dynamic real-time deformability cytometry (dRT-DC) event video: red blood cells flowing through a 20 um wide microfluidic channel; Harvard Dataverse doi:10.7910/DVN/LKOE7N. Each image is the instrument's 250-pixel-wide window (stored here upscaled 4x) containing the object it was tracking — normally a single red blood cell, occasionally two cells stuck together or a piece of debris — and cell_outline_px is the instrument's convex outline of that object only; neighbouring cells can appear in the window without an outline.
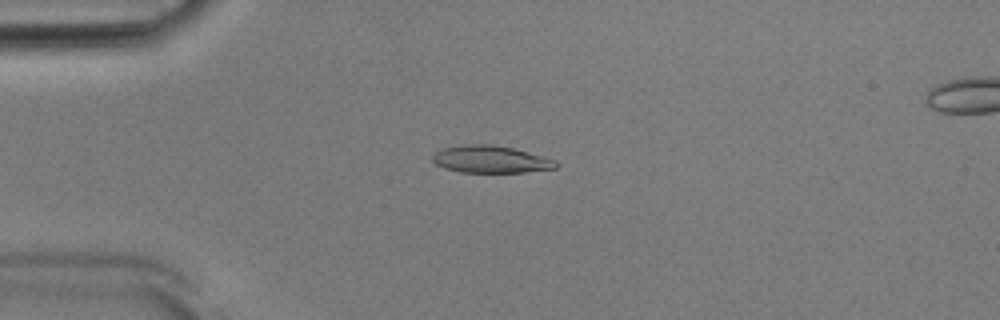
{"species": "Egyptian fruit bat (a non-hibernating species)", "species_latin": "Rousettus aegyptiacus", "temperature_condition": "room temperature", "stored_images_in_passage": 46, "camera_frame_rate_fps": 3000, "um_per_image_px": 0.085, "animal": {"sex": "male"}, "frame": {"image": 1, "passage_image": 7, "time_ms": 2.0, "image_size_px": [1000, 320], "cell_outline_px": [[560, 164], [556, 168], [524, 172], [460, 172], [444, 168], [436, 164], [432, 160], [432, 156], [436, 152], [444, 148], [460, 144], [488, 144], [512, 148], [544, 156], [556, 160]], "centroid_in_image_um": [41.72, 13.54], "position_along_channel_um": 43.3, "area_um2": 19.59}}
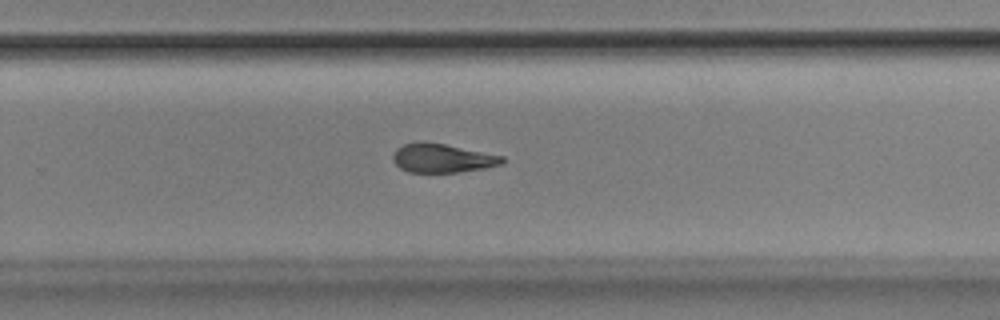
{"frame": {"image": 2, "passage_image": 28, "time_ms": 9.0, "image_size_px": [1000, 320], "cell_outline_px": [[504, 164], [484, 168], [456, 172], [408, 172], [400, 168], [392, 160], [392, 156], [396, 148], [404, 144], [420, 140], [444, 144], [504, 156]], "centroid_in_image_um": [37.56, 13.43], "position_along_channel_um": 292.2, "area_um2": 18.44}}
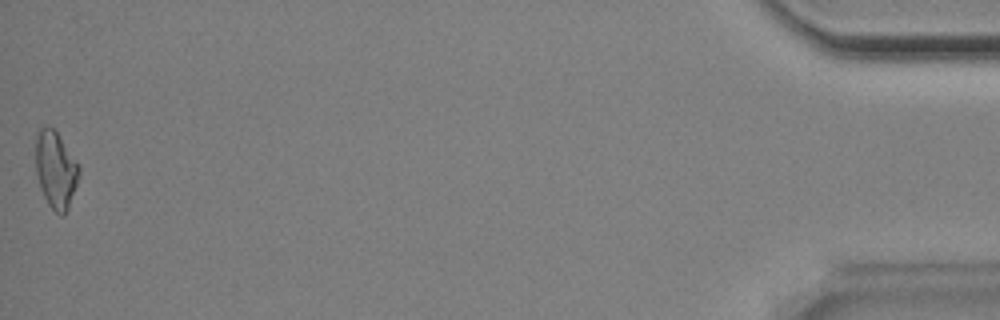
{"frame": {"image": 3, "passage_image": 46, "time_ms": 15.0, "image_size_px": [1000, 320], "cell_outline_px": [[80, 172], [68, 208], [64, 216], [60, 216], [48, 204], [40, 188], [36, 172], [36, 136], [40, 128], [52, 128], [56, 132], [80, 164]], "centroid_in_image_um": [4.74, 14.45], "position_along_channel_um": 430.5, "area_um2": 19.25}, "authors_computed_cell_mechanics": {"area_um2": 19.5075, "velocity_mm_per_s": 3.8834, "shape_relaxation_time_tau1_ms": 4.8925, "shape_relaxation_time_tau2_ms": 2.0115, "deformation_change_tau1": 0.1366, "deformation_change_tau2": 0.0964}}